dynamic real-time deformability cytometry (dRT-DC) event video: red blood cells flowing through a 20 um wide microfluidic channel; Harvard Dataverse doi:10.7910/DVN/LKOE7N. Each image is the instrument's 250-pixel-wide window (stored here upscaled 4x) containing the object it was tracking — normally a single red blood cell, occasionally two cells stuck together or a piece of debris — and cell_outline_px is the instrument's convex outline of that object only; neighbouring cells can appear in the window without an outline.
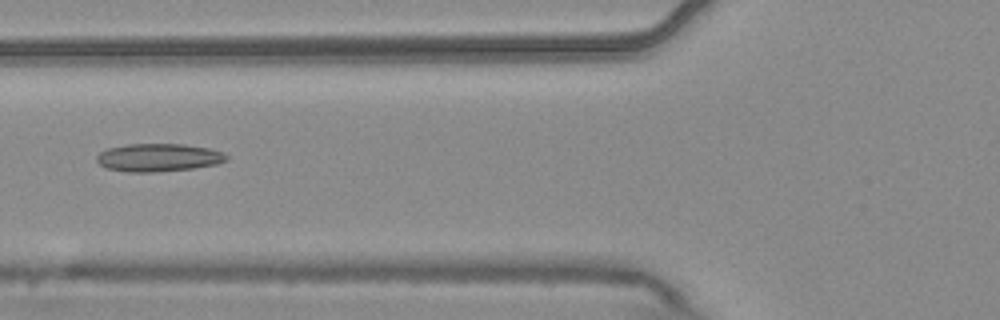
{"species": "common noctule bat (a hibernating species)", "species_latin": "Nyctalus noctula", "temperature_condition": "warm", "stored_images_in_passage": 6, "camera_frame_rate_fps": 3000, "um_per_image_px": 0.085, "animal": {"sex": "male", "body_mass_g": 20.4}, "frame": {"image": 1, "passage_image": 6, "time_ms": 1.667, "image_size_px": [1000, 320], "cell_outline_px": [[228, 160], [216, 164], [192, 168], [156, 172], [128, 172], [108, 168], [100, 164], [96, 160], [96, 156], [100, 152], [108, 148], [128, 144], [184, 144], [208, 148], [224, 152], [228, 156]], "centroid_in_image_um": [13.48, 13.39], "position_along_channel_um": 112.3, "area_um2": 21.1}}